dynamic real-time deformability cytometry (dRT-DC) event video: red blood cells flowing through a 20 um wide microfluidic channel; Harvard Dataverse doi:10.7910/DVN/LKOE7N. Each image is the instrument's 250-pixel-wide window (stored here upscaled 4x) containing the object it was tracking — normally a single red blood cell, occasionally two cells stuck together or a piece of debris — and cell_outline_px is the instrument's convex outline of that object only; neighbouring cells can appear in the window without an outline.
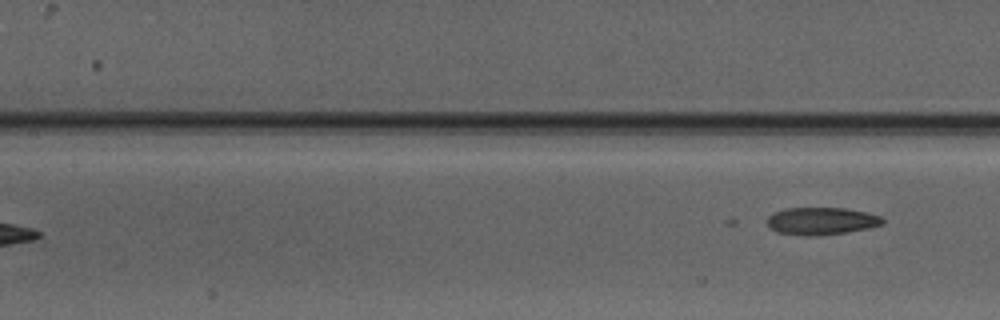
{"species": "Egyptian fruit bat (a non-hibernating species)", "species_latin": "Rousettus aegyptiacus", "temperature_condition": "warm", "stored_images_in_passage": 7, "segment_of_instrument_passage": [2, 2], "camera_frame_rate_fps": 3000, "um_per_image_px": 0.085, "animal": {"sex": "male"}, "frame": {"image": 1, "passage_image": 7, "time_ms": 8.0, "image_size_px": [1000, 320], "cell_outline_px": [[884, 224], [868, 228], [848, 232], [812, 236], [808, 236], [776, 232], [768, 228], [764, 220], [768, 216], [784, 208], [848, 208], [868, 212], [880, 216], [884, 220]], "centroid_in_image_um": [69.79, 18.78], "position_along_channel_um": 137.6, "area_um2": 18.73}}